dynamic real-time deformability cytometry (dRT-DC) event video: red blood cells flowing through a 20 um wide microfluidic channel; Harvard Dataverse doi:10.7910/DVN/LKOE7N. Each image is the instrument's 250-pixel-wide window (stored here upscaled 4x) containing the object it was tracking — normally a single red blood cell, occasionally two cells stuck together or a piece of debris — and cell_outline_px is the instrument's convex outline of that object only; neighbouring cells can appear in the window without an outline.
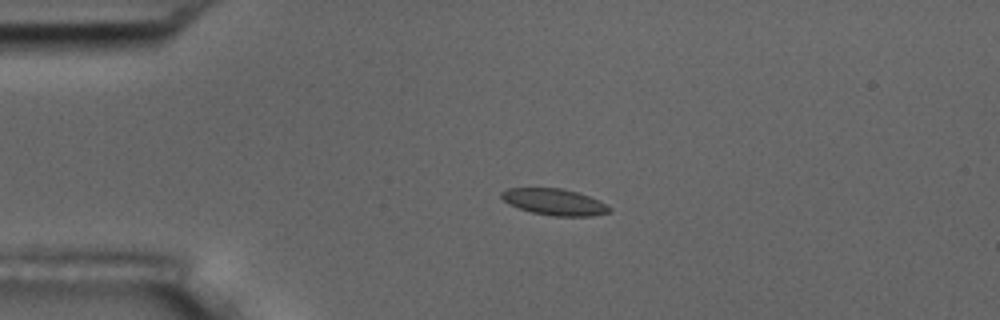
{"species": "common noctule bat (a hibernating species)", "species_latin": "Nyctalus noctula", "temperature_condition": "room temperature", "stored_images_in_passage": 10, "camera_frame_rate_fps": 3000, "um_per_image_px": 0.085, "animal": {"sex": "male", "body_mass_g": 17.5, "forearm_length_mm": 52.3}, "frame": {"image": 1, "passage_image": 4, "time_ms": 1.0, "image_size_px": [1000, 320], "cell_outline_px": [[612, 208], [608, 212], [592, 216], [552, 216], [532, 212], [508, 204], [500, 196], [500, 192], [508, 188], [560, 188], [576, 192], [600, 200]], "centroid_in_image_um": [47.11, 17.16], "position_along_channel_um": 37.9, "area_um2": 16.53}}
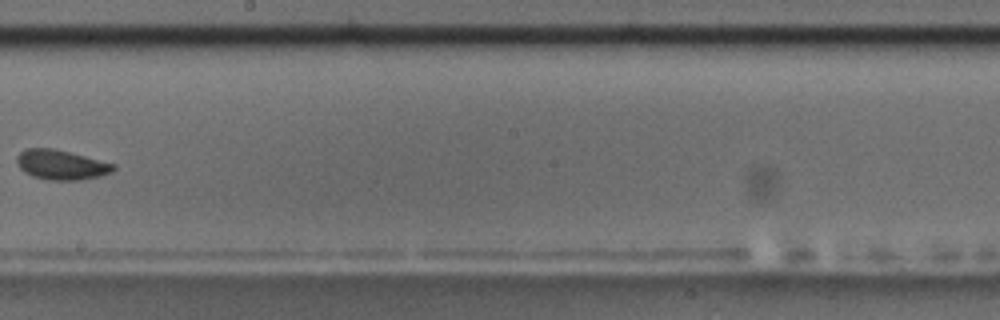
{"frame": {"image": 2, "passage_image": 9, "time_ms": 2.667, "image_size_px": [1000, 320], "cell_outline_px": [[116, 168], [112, 172], [100, 176], [80, 180], [48, 180], [32, 176], [24, 172], [16, 164], [16, 156], [20, 152], [28, 148], [52, 148], [116, 164]], "centroid_in_image_um": [5.19, 14.01], "position_along_channel_um": 243.0, "area_um2": 16.76}}
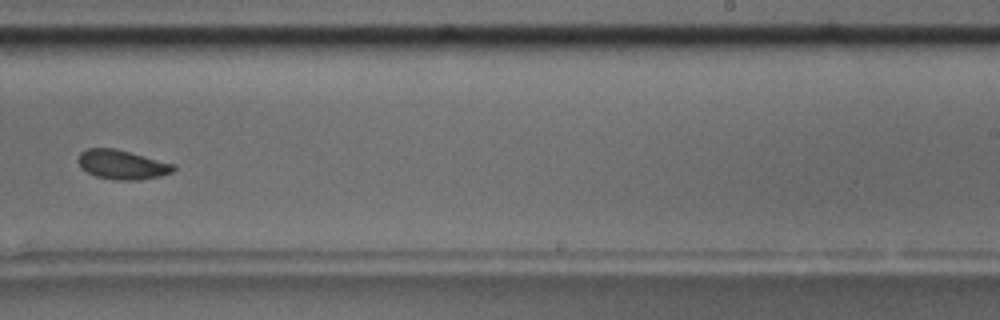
{"frame": {"image": 3, "passage_image": 10, "time_ms": 3.0, "image_size_px": [1000, 320], "cell_outline_px": [[176, 168], [172, 172], [160, 176], [140, 180], [116, 180], [96, 176], [80, 168], [76, 160], [80, 152], [88, 148], [116, 148], [176, 164]], "centroid_in_image_um": [10.37, 13.98], "position_along_channel_um": 278.6, "area_um2": 16.53}}